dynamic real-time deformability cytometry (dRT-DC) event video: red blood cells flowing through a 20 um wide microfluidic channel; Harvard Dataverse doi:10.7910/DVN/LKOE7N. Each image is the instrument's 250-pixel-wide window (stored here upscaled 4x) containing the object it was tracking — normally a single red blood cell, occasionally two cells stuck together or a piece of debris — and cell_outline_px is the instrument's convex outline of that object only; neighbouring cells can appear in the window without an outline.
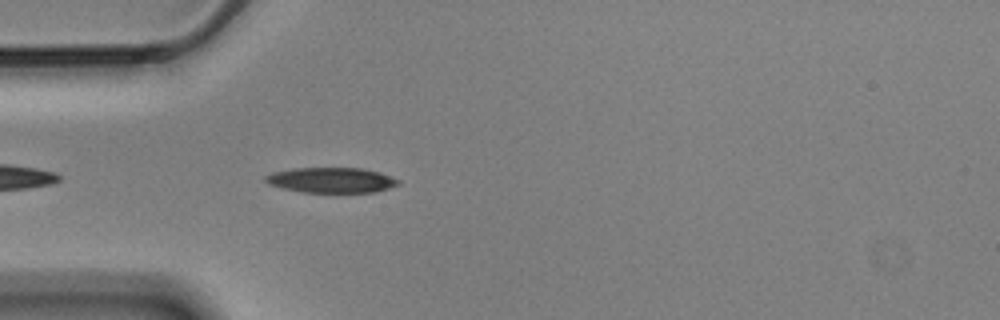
{"species": "Egyptian fruit bat (a non-hibernating species)", "species_latin": "Rousettus aegyptiacus", "temperature_condition": "cold", "stored_images_in_passage": 11, "camera_frame_rate_fps": 3000, "um_per_image_px": 0.085, "animal": {"sex": "male"}, "frame": {"image": 1, "passage_image": 4, "time_ms": 1.0, "image_size_px": [1000, 320], "cell_outline_px": [[400, 184], [376, 192], [300, 192], [268, 184], [264, 180], [264, 176], [272, 172], [292, 168], [360, 168], [380, 172], [400, 180]], "centroid_in_image_um": [28.15, 15.3], "position_along_channel_um": 56.9, "area_um2": 19.59}}
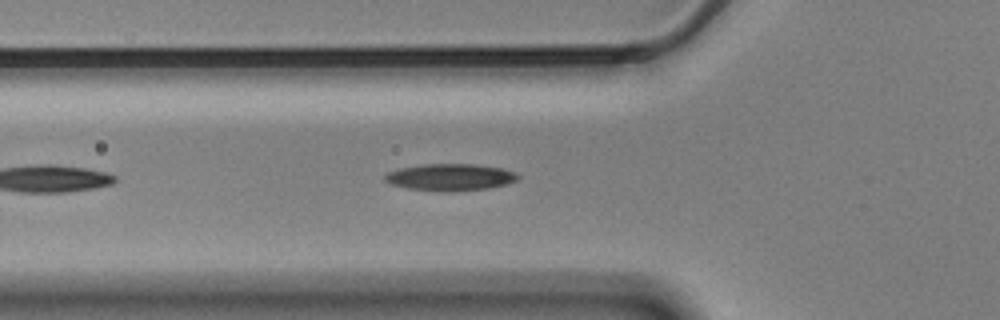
{"frame": {"image": 2, "passage_image": 7, "time_ms": 2.0, "image_size_px": [1000, 320], "cell_outline_px": [[520, 176], [516, 180], [508, 184], [488, 188], [408, 188], [392, 184], [384, 180], [384, 176], [388, 172], [400, 168], [424, 164], [472, 164], [500, 168], [516, 172]], "centroid_in_image_um": [38.3, 15.0], "position_along_channel_um": 87.5, "area_um2": 19.54}}